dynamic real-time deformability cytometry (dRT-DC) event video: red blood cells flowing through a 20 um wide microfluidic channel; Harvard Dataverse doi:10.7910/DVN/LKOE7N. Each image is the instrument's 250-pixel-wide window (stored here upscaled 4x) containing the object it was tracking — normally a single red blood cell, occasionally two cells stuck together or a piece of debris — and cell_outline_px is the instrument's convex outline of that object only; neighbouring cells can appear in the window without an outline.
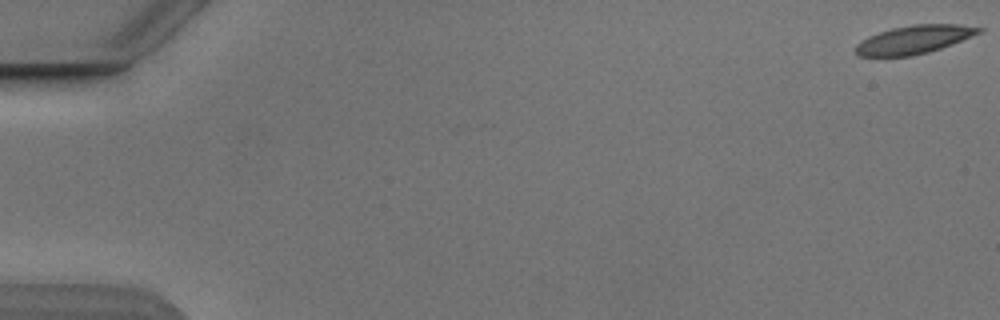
{"species": "Egyptian fruit bat (a non-hibernating species)", "species_latin": "Rousettus aegyptiacus", "temperature_condition": "cold", "stored_images_in_passage": 49, "camera_frame_rate_fps": 3000, "um_per_image_px": 0.085, "animal": {"sex": "male"}, "frame": {"image": 1, "passage_image": 1, "time_ms": 0.0, "image_size_px": [1000, 320], "cell_outline_px": [[984, 28], [980, 32], [972, 36], [952, 44], [928, 52], [912, 56], [860, 56], [852, 48], [860, 40], [868, 36], [892, 28], [912, 24], [960, 24]], "centroid_in_image_um": [77.66, 3.36], "position_along_channel_um": 7.3, "area_um2": 20.35}}
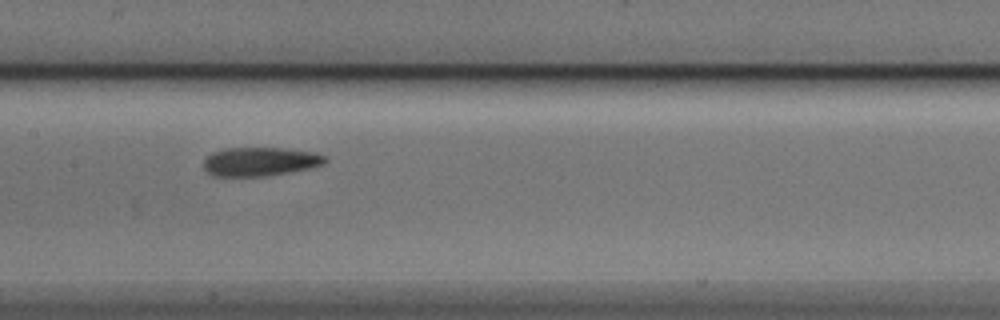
{"frame": {"image": 2, "passage_image": 28, "time_ms": 9.0, "image_size_px": [1000, 320], "cell_outline_px": [[328, 160], [324, 164], [312, 168], [292, 172], [268, 176], [212, 176], [204, 168], [204, 160], [212, 152], [228, 148], [280, 148], [312, 152], [328, 156]], "centroid_in_image_um": [22.15, 13.74], "position_along_channel_um": 185.2, "area_um2": 20.52}}
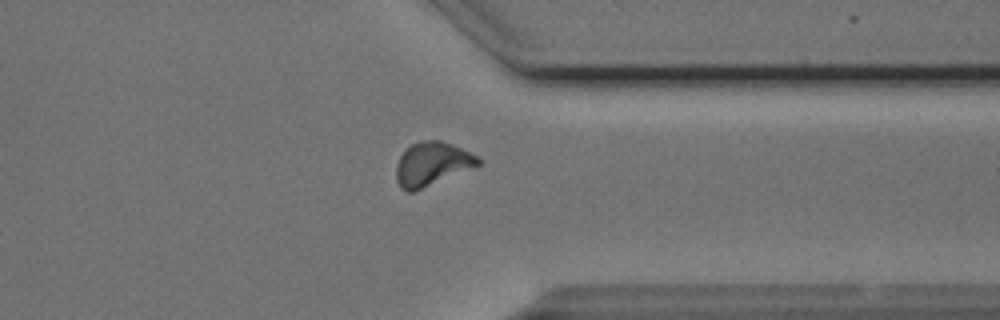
{"frame": {"image": 3, "passage_image": 43, "time_ms": 14.0, "image_size_px": [1000, 320], "cell_outline_px": [[480, 164], [412, 192], [408, 192], [400, 188], [396, 180], [396, 164], [400, 156], [412, 144], [420, 140], [440, 140], [452, 144], [476, 156], [480, 160]], "centroid_in_image_um": [36.66, 13.92], "position_along_channel_um": 374.7, "area_um2": 20.35}}